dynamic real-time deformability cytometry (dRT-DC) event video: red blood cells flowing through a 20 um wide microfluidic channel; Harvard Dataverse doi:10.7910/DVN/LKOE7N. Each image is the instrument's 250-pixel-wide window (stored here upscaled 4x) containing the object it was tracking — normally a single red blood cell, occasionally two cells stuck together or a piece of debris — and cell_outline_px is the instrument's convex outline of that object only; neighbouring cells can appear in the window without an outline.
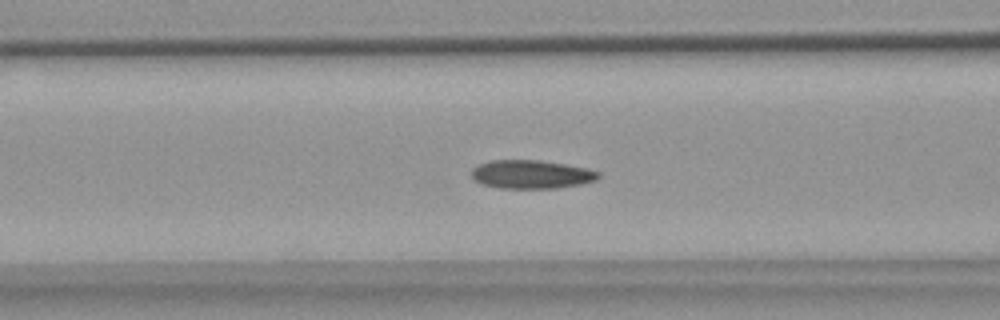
{"species": "common noctule bat (a hibernating species)", "species_latin": "Nyctalus noctula", "temperature_condition": "warm", "stored_images_in_passage": 54, "camera_frame_rate_fps": 3000, "um_per_image_px": 0.085, "animal": {"sex": "female", "body_mass_g": 18.4}, "frame": {"image": 1, "passage_image": 21, "time_ms": 6.667, "image_size_px": [1000, 320], "cell_outline_px": [[600, 176], [596, 180], [580, 184], [556, 188], [500, 188], [480, 184], [472, 176], [472, 168], [476, 164], [488, 160], [540, 160], [588, 168], [600, 172]], "centroid_in_image_um": [45.14, 14.81], "position_along_channel_um": 121.5, "area_um2": 21.21}}
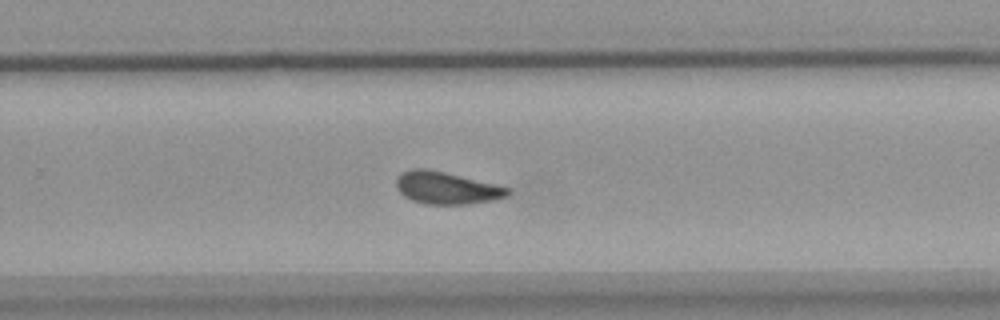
{"frame": {"image": 2, "passage_image": 35, "time_ms": 11.333, "image_size_px": [1000, 320], "cell_outline_px": [[512, 192], [508, 196], [496, 200], [468, 204], [424, 204], [412, 200], [404, 196], [396, 188], [396, 180], [400, 172], [412, 168], [428, 168], [496, 184], [508, 188]], "centroid_in_image_um": [37.95, 15.97], "position_along_channel_um": 291.8, "area_um2": 21.21}}
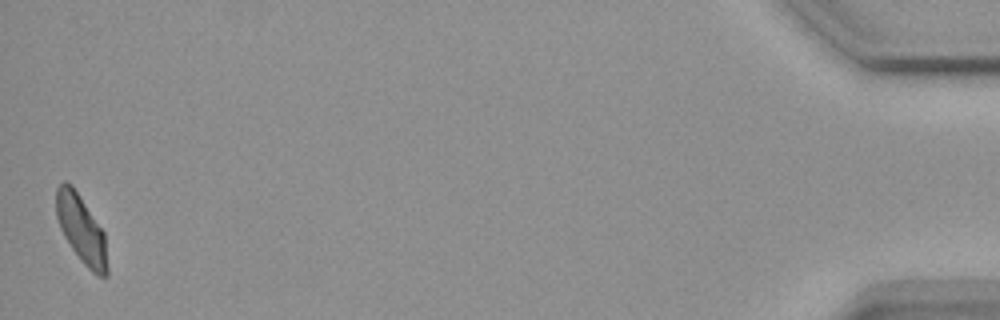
{"frame": {"image": 3, "passage_image": 54, "time_ms": 17.667, "image_size_px": [1000, 320], "cell_outline_px": [[108, 276], [96, 276], [84, 264], [72, 248], [64, 236], [60, 228], [56, 216], [56, 188], [64, 180], [72, 184], [104, 232], [108, 268]], "centroid_in_image_um": [6.91, 19.48], "position_along_channel_um": 428.3, "area_um2": 20.17}, "authors_computed_cell_mechanics": {"area_um2": 20.7213, "velocity_mm_per_s": 3.6669, "shape_relaxation_time_tau1_ms": 8.053, "shape_relaxation_time_tau2_ms": 2.5847, "deformation_change_tau1": 0.1735, "deformation_change_tau2": 0.0791}}